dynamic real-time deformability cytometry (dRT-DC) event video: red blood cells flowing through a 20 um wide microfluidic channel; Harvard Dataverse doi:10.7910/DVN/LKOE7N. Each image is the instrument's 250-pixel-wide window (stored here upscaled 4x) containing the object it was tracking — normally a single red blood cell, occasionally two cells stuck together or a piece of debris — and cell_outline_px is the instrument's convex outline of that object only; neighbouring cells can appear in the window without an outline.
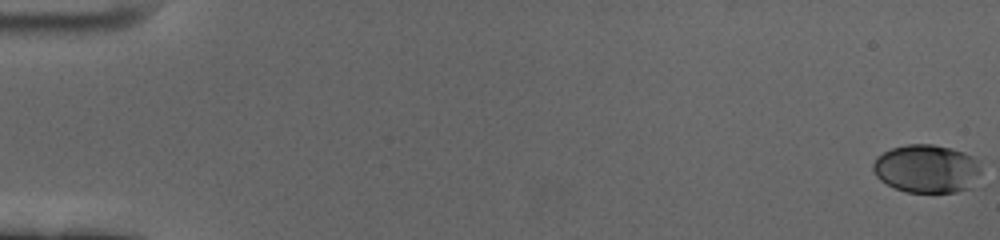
{"species": "human", "species_latin": "Homo sapiens", "temperature_condition": "cold", "stored_images_in_passage": 61, "camera_frame_rate_fps": 3000, "um_per_image_px": 0.085, "donor": {"sex": "female"}, "frame": {"image": 1, "passage_image": 1, "time_ms": 0.0, "image_size_px": [1000, 240], "cell_outline_px": [[980, 172], [972, 188], [956, 192], [904, 192], [880, 180], [876, 176], [872, 168], [872, 164], [876, 156], [892, 148], [908, 144], [932, 144], [952, 148], [964, 152], [980, 160]], "centroid_in_image_um": [78.79, 14.34], "position_along_channel_um": 6.2, "area_um2": 30.69}}
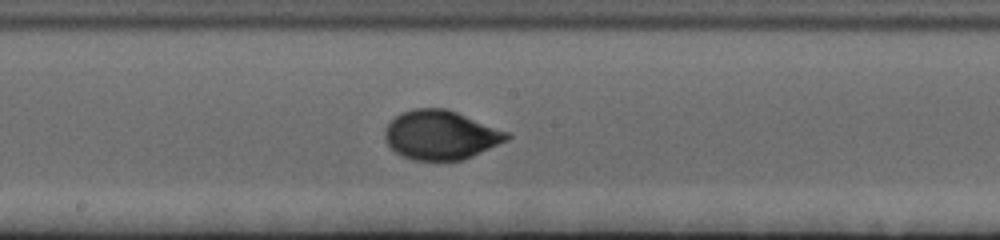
{"frame": {"image": 2, "passage_image": 34, "time_ms": 11.0, "image_size_px": [1000, 240], "cell_outline_px": [[512, 136], [508, 140], [464, 160], [412, 160], [396, 152], [388, 144], [384, 136], [384, 128], [400, 112], [412, 108], [444, 108], [456, 112], [508, 132]], "centroid_in_image_um": [37.45, 11.47], "position_along_channel_um": 210.7, "area_um2": 34.8}}
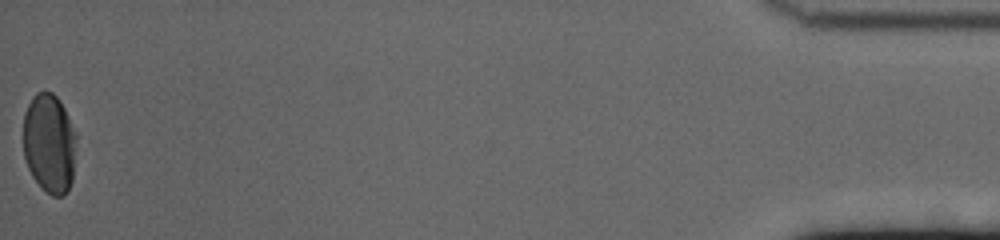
{"frame": {"image": 3, "passage_image": 61, "time_ms": 20.0, "image_size_px": [1000, 240], "cell_outline_px": [[76, 136], [72, 180], [64, 196], [52, 196], [32, 176], [28, 168], [24, 156], [24, 112], [32, 96], [36, 92], [52, 92], [60, 100], [68, 116]], "centroid_in_image_um": [4.18, 12.16], "position_along_channel_um": 431.0, "area_um2": 30.52}, "authors_computed_cell_mechanics": {"area_um2": 32.368, "velocity_mm_per_s": 3.4361, "shape_relaxation_time_tau1_ms": 3.5056, "shape_relaxation_time_tau2_ms": null, "deformation_change_tau1": 0.1331, "deformation_change_tau2": null}}